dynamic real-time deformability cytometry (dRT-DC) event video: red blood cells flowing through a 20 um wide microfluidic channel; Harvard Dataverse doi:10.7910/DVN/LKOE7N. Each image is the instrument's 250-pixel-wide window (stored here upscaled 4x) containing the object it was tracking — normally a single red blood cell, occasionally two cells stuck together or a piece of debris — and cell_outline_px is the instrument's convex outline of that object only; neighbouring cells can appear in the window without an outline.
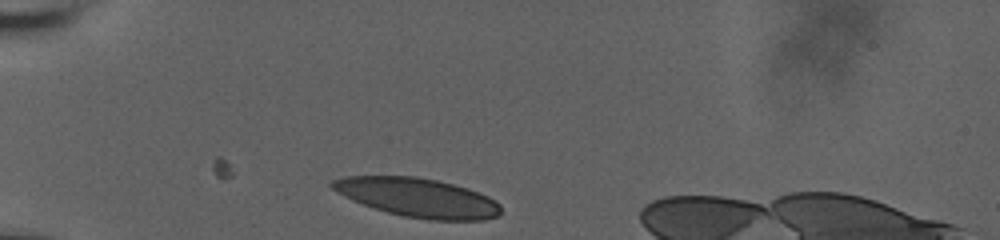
{"species": "human", "species_latin": "Homo sapiens", "temperature_condition": "room temperature", "stored_images_in_passage": 8, "camera_frame_rate_fps": 3000, "um_per_image_px": 0.085, "donor": {"sex": "male"}, "frame": {"image": 1, "passage_image": 1, "time_ms": 0.0, "image_size_px": [1000, 240], "cell_outline_px": [[500, 212], [496, 216], [484, 220], [432, 220], [404, 216], [388, 212], [352, 200], [336, 192], [328, 184], [332, 180], [344, 176], [416, 176], [436, 180], [468, 188], [488, 196], [496, 200], [500, 204]], "centroid_in_image_um": [35.5, 16.78], "position_along_channel_um": 49.5, "area_um2": 38.15}}